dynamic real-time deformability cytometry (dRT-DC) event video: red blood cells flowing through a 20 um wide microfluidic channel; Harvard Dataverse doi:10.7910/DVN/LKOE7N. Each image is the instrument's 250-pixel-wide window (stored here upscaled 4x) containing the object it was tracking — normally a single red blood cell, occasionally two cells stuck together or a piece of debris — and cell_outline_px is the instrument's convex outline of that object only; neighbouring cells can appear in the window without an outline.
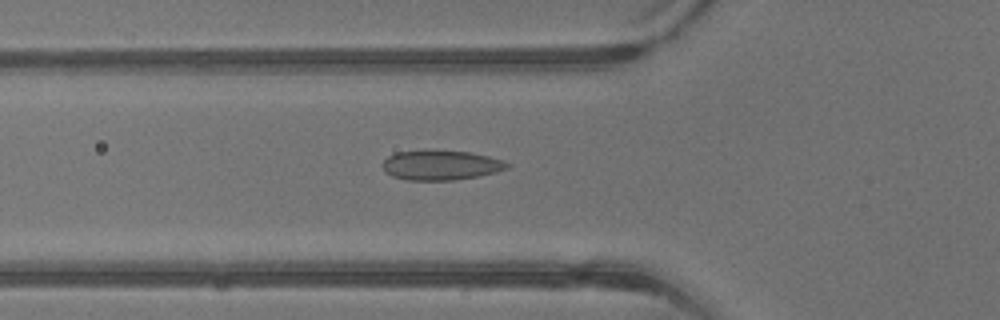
{"species": "common noctule bat (a hibernating species)", "species_latin": "Nyctalus noctula", "temperature_condition": "warm", "stored_images_in_passage": 28, "camera_frame_rate_fps": 3000, "um_per_image_px": 0.085, "animal": {"sex": "male", "body_mass_g": 13.3}, "frame": {"image": 1, "passage_image": 4, "time_ms": 1.0, "image_size_px": [1000, 320], "cell_outline_px": [[512, 164], [508, 168], [496, 172], [480, 176], [456, 180], [408, 180], [392, 176], [384, 172], [380, 164], [388, 156], [396, 152], [428, 148], [468, 152], [488, 156], [504, 160]], "centroid_in_image_um": [37.45, 14.01], "position_along_channel_um": 88.4, "area_um2": 22.37}}
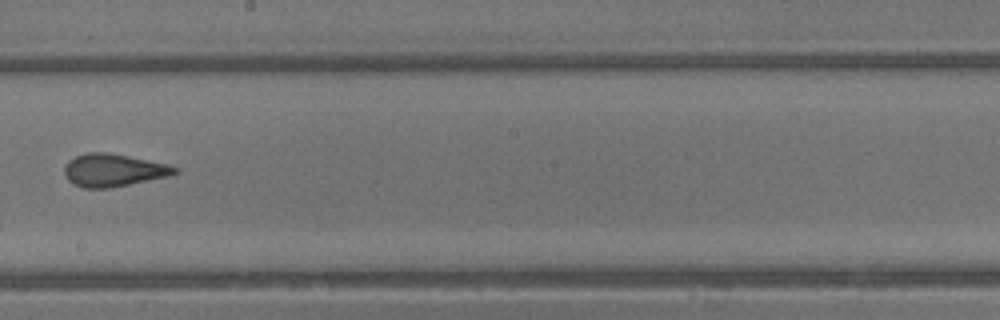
{"frame": {"image": 2, "passage_image": 13, "time_ms": 4.0, "image_size_px": [1000, 320], "cell_outline_px": [[180, 172], [168, 176], [108, 188], [84, 188], [72, 184], [64, 176], [64, 164], [68, 160], [76, 156], [88, 152], [108, 152], [168, 164], [180, 168]], "centroid_in_image_um": [9.61, 14.46], "position_along_channel_um": 238.6, "area_um2": 21.1}}
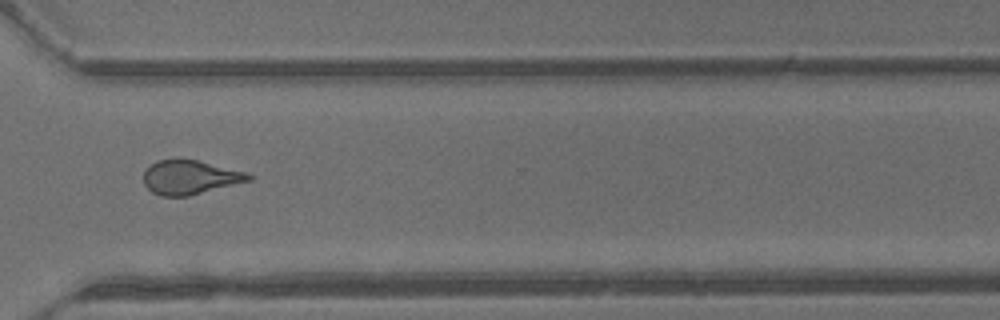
{"frame": {"image": 3, "passage_image": 20, "time_ms": 6.333, "image_size_px": [1000, 320], "cell_outline_px": [[252, 180], [188, 196], [160, 196], [152, 192], [144, 184], [144, 172], [156, 160], [196, 160], [248, 172], [252, 176]], "centroid_in_image_um": [16.17, 15.08], "position_along_channel_um": 354.4, "area_um2": 20.63}, "authors_computed_cell_mechanics": {"area_um2": 20.9525, "velocity_mm_per_s": 4.9822, "shape_relaxation_time_tau1_ms": 8.3584, "shape_relaxation_time_tau2_ms": 1.1245, "deformation_change_tau1": 0.2053, "deformation_change_tau2": 0.072}}